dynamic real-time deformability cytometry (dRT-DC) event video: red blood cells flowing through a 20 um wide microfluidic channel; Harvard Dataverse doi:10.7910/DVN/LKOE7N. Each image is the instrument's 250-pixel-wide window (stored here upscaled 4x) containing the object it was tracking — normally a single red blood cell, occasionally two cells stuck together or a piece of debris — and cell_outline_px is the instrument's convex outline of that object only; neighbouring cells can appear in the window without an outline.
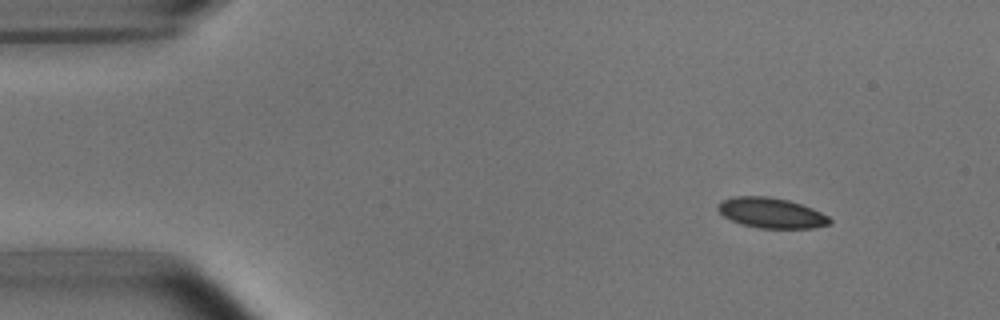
{"species": "common noctule bat (a hibernating species)", "species_latin": "Nyctalus noctula", "temperature_condition": "room temperature", "stored_images_in_passage": 4, "camera_frame_rate_fps": 3000, "um_per_image_px": 0.085, "animal": {"sex": "male", "body_mass_g": 15.6}, "frame": {"image": 1, "passage_image": 1, "time_ms": 0.0, "image_size_px": [1000, 320], "cell_outline_px": [[832, 224], [812, 228], [760, 228], [744, 224], [732, 220], [724, 216], [716, 208], [716, 204], [720, 200], [732, 196], [764, 196], [788, 200], [812, 208], [828, 216], [832, 220]], "centroid_in_image_um": [65.54, 18.09], "position_along_channel_um": 19.5, "area_um2": 19.71}}
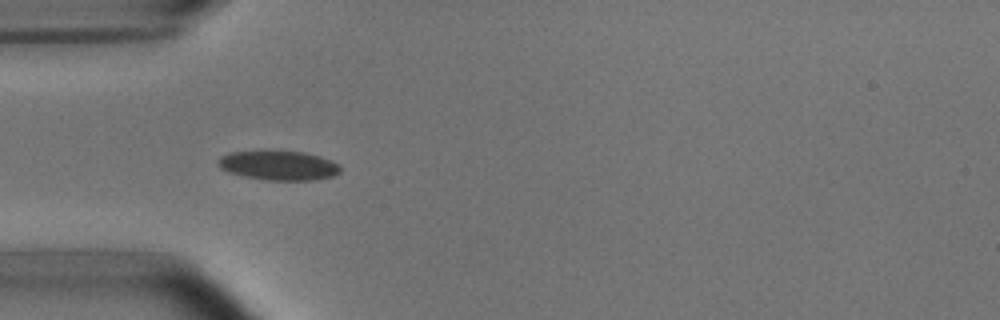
{"frame": {"image": 2, "passage_image": 3, "time_ms": 3.333, "image_size_px": [1000, 320], "cell_outline_px": [[340, 172], [332, 176], [312, 180], [268, 180], [244, 176], [228, 172], [220, 168], [216, 164], [216, 160], [220, 156], [228, 152], [264, 148], [304, 152], [320, 156], [336, 164], [340, 168]], "centroid_in_image_um": [23.56, 14.01], "position_along_channel_um": 61.4, "area_um2": 21.68}}